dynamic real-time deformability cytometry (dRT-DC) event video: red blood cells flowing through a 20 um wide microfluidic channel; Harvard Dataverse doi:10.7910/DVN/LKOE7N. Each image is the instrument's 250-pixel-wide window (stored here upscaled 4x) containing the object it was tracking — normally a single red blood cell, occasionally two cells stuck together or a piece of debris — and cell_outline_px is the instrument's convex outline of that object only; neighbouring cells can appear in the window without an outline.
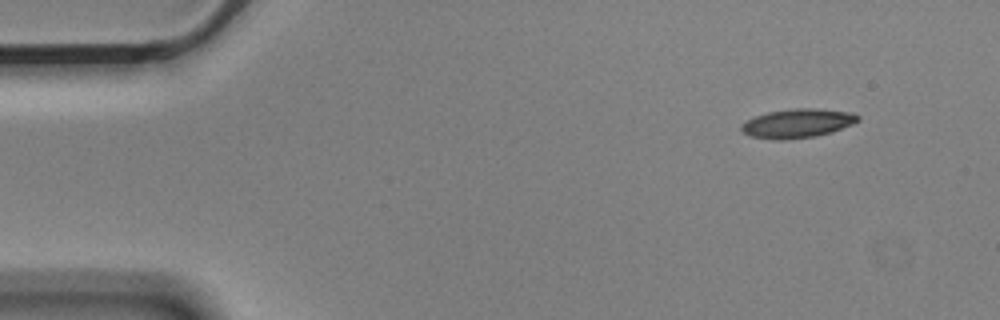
{"species": "Egyptian fruit bat (a non-hibernating species)", "species_latin": "Rousettus aegyptiacus", "temperature_condition": "cold", "stored_images_in_passage": 4, "camera_frame_rate_fps": 3000, "um_per_image_px": 0.085, "animal": {"sex": "male"}, "frame": {"image": 1, "passage_image": 4, "time_ms": 1.0, "image_size_px": [1000, 320], "cell_outline_px": [[860, 120], [852, 124], [832, 132], [816, 136], [784, 140], [772, 140], [748, 136], [740, 128], [740, 124], [756, 116], [768, 112], [796, 108], [816, 108], [852, 112], [860, 116]], "centroid_in_image_um": [67.79, 10.49], "position_along_channel_um": 17.2, "area_um2": 19.83}}